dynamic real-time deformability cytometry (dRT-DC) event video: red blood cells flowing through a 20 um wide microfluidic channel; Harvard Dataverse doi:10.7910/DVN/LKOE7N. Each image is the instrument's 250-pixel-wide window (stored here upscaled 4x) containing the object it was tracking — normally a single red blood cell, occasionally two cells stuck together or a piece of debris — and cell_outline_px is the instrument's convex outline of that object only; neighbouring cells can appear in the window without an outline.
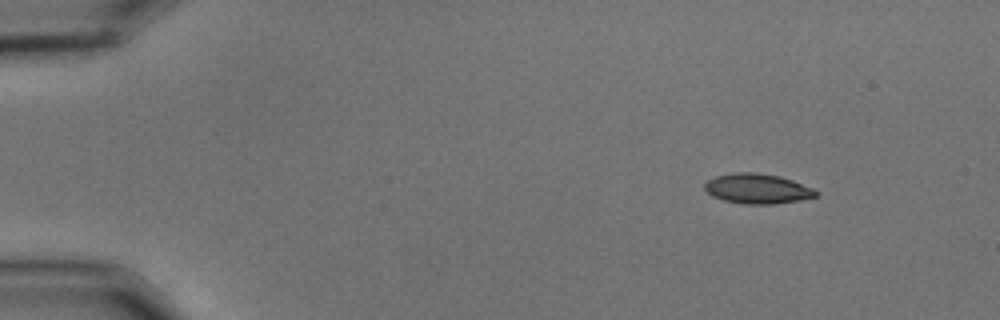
{"species": "common noctule bat (a hibernating species)", "species_latin": "Nyctalus noctula", "temperature_condition": "cold", "stored_images_in_passage": 50, "camera_frame_rate_fps": 3000, "um_per_image_px": 0.085, "animal": {"sex": "male", "body_mass_g": 15.6}, "frame": {"image": 1, "passage_image": 1, "time_ms": 0.0, "image_size_px": [1000, 320], "cell_outline_px": [[816, 196], [800, 200], [776, 204], [744, 204], [724, 200], [712, 196], [704, 188], [704, 184], [708, 180], [716, 176], [732, 172], [756, 172], [780, 176], [792, 180], [812, 188], [816, 192]], "centroid_in_image_um": [64.35, 16.03], "position_along_channel_um": 20.7, "area_um2": 19.36}}
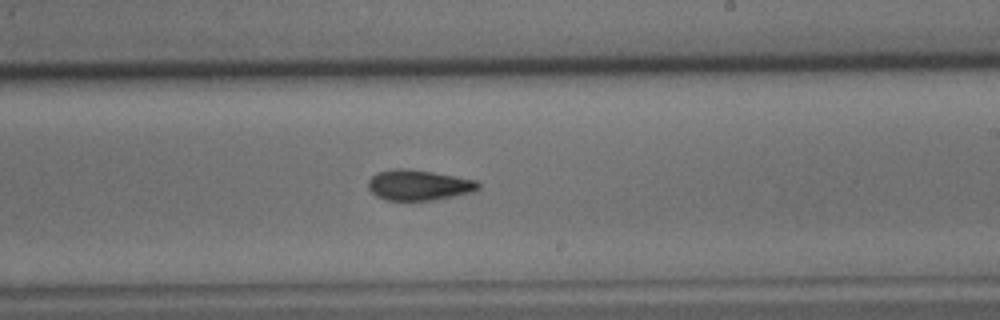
{"frame": {"image": 2, "passage_image": 28, "time_ms": 9.0, "image_size_px": [1000, 320], "cell_outline_px": [[480, 188], [472, 192], [432, 200], [384, 200], [376, 196], [368, 188], [368, 180], [376, 172], [392, 168], [408, 168], [432, 172], [476, 180], [480, 184]], "centroid_in_image_um": [35.55, 15.72], "position_along_channel_um": 253.5, "area_um2": 19.59}}
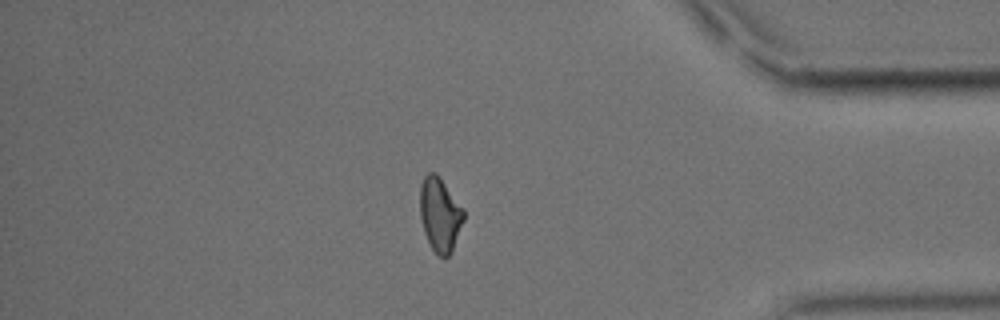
{"frame": {"image": 3, "passage_image": 42, "time_ms": 13.667, "image_size_px": [1000, 320], "cell_outline_px": [[464, 220], [452, 252], [448, 256], [440, 256], [432, 248], [424, 232], [420, 216], [420, 184], [424, 176], [428, 172], [436, 172], [440, 176], [464, 208]], "centroid_in_image_um": [37.4, 18.19], "position_along_channel_um": 397.8, "area_um2": 19.02}, "authors_computed_cell_mechanics": {"area_um2": 19.1318, "velocity_mm_per_s": 3.6468, "shape_relaxation_time_tau1_ms": 7.0614, "shape_relaxation_time_tau2_ms": 3.9829, "deformation_change_tau1": 0.155, "deformation_change_tau2": 0.0986}}